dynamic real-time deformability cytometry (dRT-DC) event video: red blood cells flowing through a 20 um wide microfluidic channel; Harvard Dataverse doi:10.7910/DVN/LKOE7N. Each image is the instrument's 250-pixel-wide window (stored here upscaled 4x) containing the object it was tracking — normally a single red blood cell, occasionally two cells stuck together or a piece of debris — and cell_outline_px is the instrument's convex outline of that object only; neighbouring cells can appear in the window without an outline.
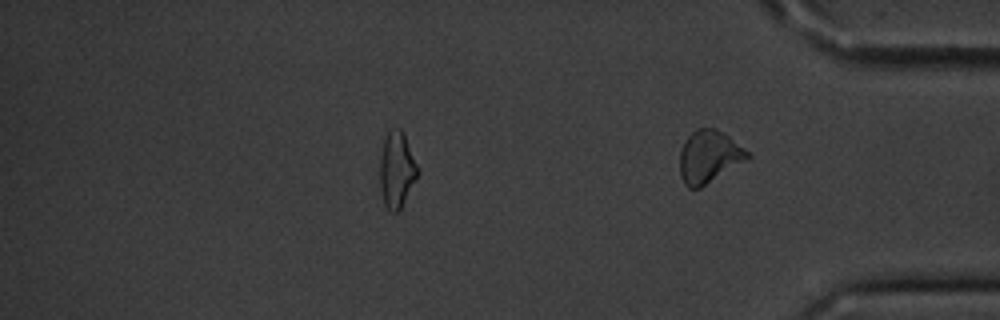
{"species": "common noctule bat (a hibernating species)", "species_latin": "Nyctalus noctula", "temperature_condition": "cold", "stored_images_in_passage": 16, "segment_of_instrument_passage": [2, 2], "camera_frame_rate_fps": 3000, "um_per_image_px": 0.085, "animal": {"sex": "male", "body_mass_g": 20.1, "forearm_length_mm": 53.5}, "frame": {"image": 1, "passage_image": 16, "time_ms": 19.333, "image_size_px": [1000, 320], "cell_outline_px": [[752, 156], [700, 188], [688, 188], [684, 184], [680, 176], [680, 148], [684, 140], [696, 128], [716, 128], [724, 132], [744, 148]], "centroid_in_image_um": [60.23, 13.3], "position_along_channel_um": 375.0, "area_um2": 20.69}}